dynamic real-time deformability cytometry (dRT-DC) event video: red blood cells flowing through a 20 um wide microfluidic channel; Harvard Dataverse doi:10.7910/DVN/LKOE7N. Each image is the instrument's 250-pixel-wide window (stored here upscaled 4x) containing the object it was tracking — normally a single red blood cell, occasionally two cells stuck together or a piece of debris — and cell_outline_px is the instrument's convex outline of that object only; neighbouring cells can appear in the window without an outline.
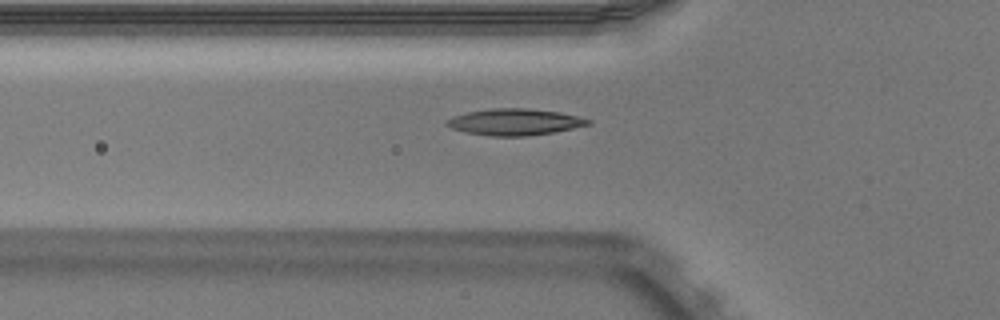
{"species": "Egyptian fruit bat (a non-hibernating species)", "species_latin": "Rousettus aegyptiacus", "temperature_condition": "warm", "stored_images_in_passage": 37, "camera_frame_rate_fps": 3000, "um_per_image_px": 0.085, "animal": {"sex": "male"}, "frame": {"image": 1, "passage_image": 3, "time_ms": 0.667, "image_size_px": [1000, 320], "cell_outline_px": [[592, 124], [556, 132], [528, 136], [488, 136], [464, 132], [452, 128], [444, 124], [444, 120], [452, 116], [468, 112], [492, 108], [528, 108], [560, 112], [592, 120]], "centroid_in_image_um": [43.73, 10.37], "position_along_channel_um": 82.1, "area_um2": 22.08}}
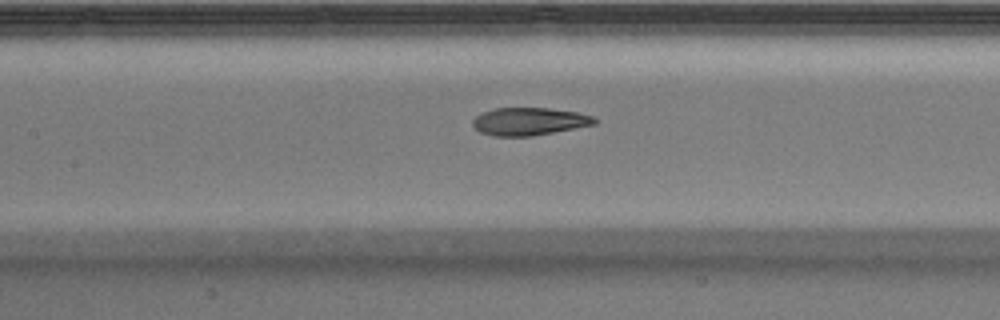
{"frame": {"image": 2, "passage_image": 9, "time_ms": 2.667, "image_size_px": [1000, 320], "cell_outline_px": [[596, 124], [532, 136], [492, 136], [480, 132], [472, 124], [472, 120], [480, 112], [496, 108], [552, 108], [576, 112], [592, 116], [596, 120]], "centroid_in_image_um": [44.94, 10.32], "position_along_channel_um": 162.5, "area_um2": 19.65}}
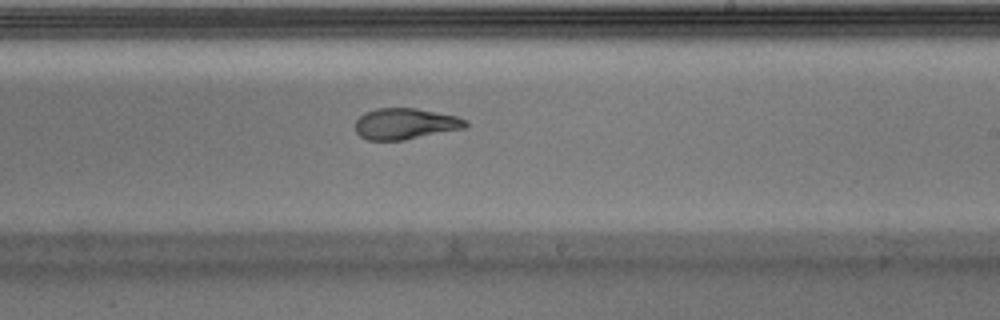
{"frame": {"image": 3, "passage_image": 16, "time_ms": 5.0, "image_size_px": [1000, 320], "cell_outline_px": [[468, 128], [404, 140], [368, 140], [360, 136], [356, 132], [356, 120], [364, 112], [376, 108], [416, 108], [456, 116], [468, 120]], "centroid_in_image_um": [34.48, 10.52], "position_along_channel_um": 254.5, "area_um2": 20.17}, "authors_computed_cell_mechanics": {"area_um2": 20.8658, "velocity_mm_per_s": 3.9642, "shape_relaxation_time_tau1_ms": null, "shape_relaxation_time_tau2_ms": 1.3985, "deformation_change_tau1": null, "deformation_change_tau2": 0.0873}}